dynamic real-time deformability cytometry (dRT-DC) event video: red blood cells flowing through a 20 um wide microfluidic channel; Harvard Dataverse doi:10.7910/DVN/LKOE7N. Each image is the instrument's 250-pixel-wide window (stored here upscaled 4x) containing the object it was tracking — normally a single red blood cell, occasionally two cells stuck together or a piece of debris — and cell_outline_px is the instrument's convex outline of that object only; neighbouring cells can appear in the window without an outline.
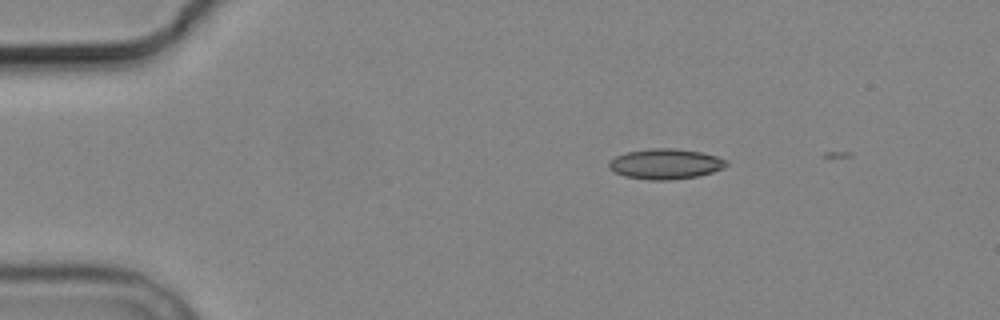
{"species": "common noctule bat (a hibernating species)", "species_latin": "Nyctalus noctula", "temperature_condition": "cold", "stored_images_in_passage": 4, "camera_frame_rate_fps": 3000, "um_per_image_px": 0.085, "animal": {"sex": "male", "body_mass_g": 19.2, "forearm_length_mm": 51.8}, "frame": {"image": 1, "passage_image": 1, "time_ms": 0.0, "image_size_px": [1000, 320], "cell_outline_px": [[728, 164], [724, 168], [712, 172], [696, 176], [668, 180], [652, 180], [624, 176], [608, 168], [608, 160], [616, 156], [628, 152], [652, 148], [672, 148], [700, 152], [716, 156], [728, 160]], "centroid_in_image_um": [56.56, 13.93], "position_along_channel_um": 28.4, "area_um2": 20.63}}